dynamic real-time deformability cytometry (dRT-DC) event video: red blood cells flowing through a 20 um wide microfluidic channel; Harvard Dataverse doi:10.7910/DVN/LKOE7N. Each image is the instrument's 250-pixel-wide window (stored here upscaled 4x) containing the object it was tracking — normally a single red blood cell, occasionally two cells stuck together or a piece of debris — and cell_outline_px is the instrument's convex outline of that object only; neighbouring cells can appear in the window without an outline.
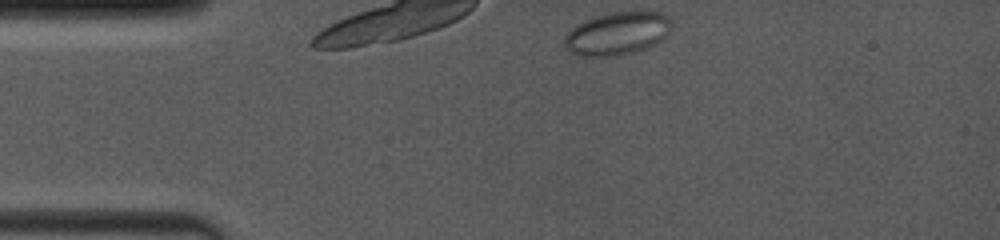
{"species": "common noctule bat (a hibernating species)", "species_latin": "Nyctalus noctula", "temperature_condition": "room temperature", "stored_images_in_passage": 57, "camera_frame_rate_fps": 4000, "um_per_image_px": 0.085, "animal": {"sex": "female", "body_mass_g": 19.0, "forearm_length_mm": 53.3}, "frame": {"image": 1, "passage_image": 1, "time_ms": 0.0, "image_size_px": [1000, 240], "cell_outline_px": [[668, 36], [656, 44], [648, 48], [616, 56], [580, 56], [572, 52], [564, 44], [564, 36], [572, 28], [584, 20], [596, 16], [612, 12], [664, 12], [668, 16]], "centroid_in_image_um": [52.46, 2.85], "position_along_channel_um": 32.5, "area_um2": 26.59}}
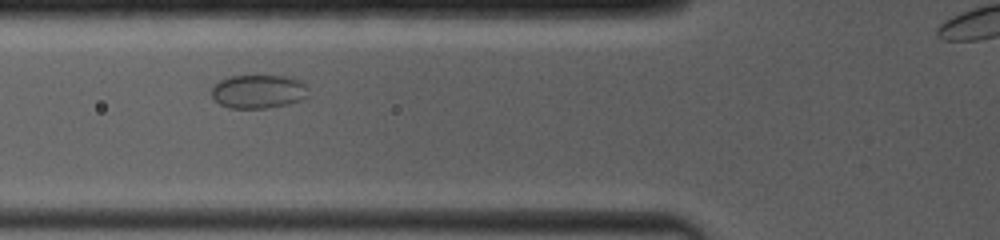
{"frame": {"image": 2, "passage_image": 15, "time_ms": 3.0, "image_size_px": [1000, 240], "cell_outline_px": [[308, 96], [300, 100], [288, 104], [268, 108], [228, 108], [220, 104], [212, 96], [212, 88], [220, 80], [232, 76], [292, 76], [304, 80]], "centroid_in_image_um": [22.01, 7.77], "position_along_channel_um": 103.8, "area_um2": 19.07}}
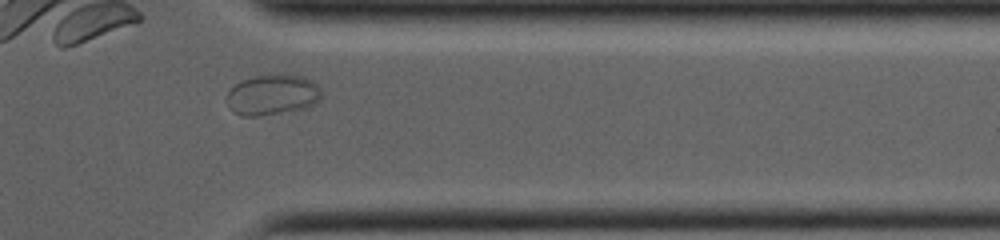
{"frame": {"image": 3, "passage_image": 50, "time_ms": 10.25, "image_size_px": [1000, 240], "cell_outline_px": [[320, 100], [316, 104], [304, 108], [260, 116], [240, 116], [232, 112], [228, 108], [224, 100], [228, 92], [240, 80], [256, 76], [304, 76], [312, 80], [320, 88]], "centroid_in_image_um": [23.1, 8.09], "position_along_channel_um": 388.3, "area_um2": 22.31}}